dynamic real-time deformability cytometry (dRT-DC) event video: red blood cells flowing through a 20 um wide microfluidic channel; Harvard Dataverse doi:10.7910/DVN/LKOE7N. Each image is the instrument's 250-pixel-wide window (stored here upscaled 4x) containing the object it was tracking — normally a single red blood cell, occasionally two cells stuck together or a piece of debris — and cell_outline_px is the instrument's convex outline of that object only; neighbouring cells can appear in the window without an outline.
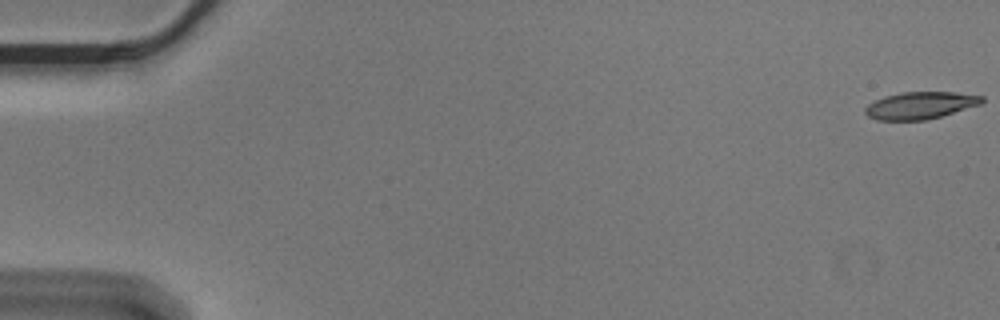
{"species": "Egyptian fruit bat (a non-hibernating species)", "species_latin": "Rousettus aegyptiacus", "temperature_condition": "cold", "stored_images_in_passage": 25, "camera_frame_rate_fps": 3000, "um_per_image_px": 0.085, "animal": {"sex": "male"}, "frame": {"image": 1, "passage_image": 1, "time_ms": 0.0, "image_size_px": [1000, 320], "cell_outline_px": [[984, 100], [980, 104], [940, 116], [924, 120], [876, 120], [868, 116], [864, 112], [864, 108], [868, 104], [884, 96], [900, 92], [956, 92], [984, 96]], "centroid_in_image_um": [78.19, 8.95], "position_along_channel_um": 6.8, "area_um2": 18.38}}
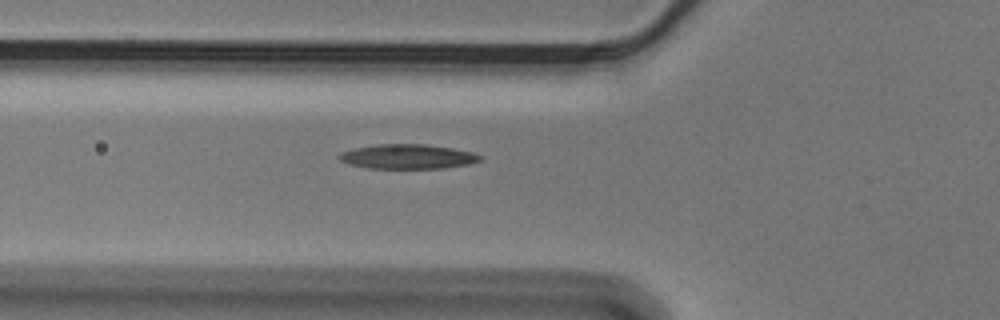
{"frame": {"image": 2, "passage_image": 21, "time_ms": 6.667, "image_size_px": [1000, 320], "cell_outline_px": [[484, 160], [468, 164], [444, 168], [364, 168], [348, 164], [340, 160], [336, 156], [340, 152], [352, 148], [376, 144], [424, 144], [452, 148], [472, 152], [484, 156]], "centroid_in_image_um": [34.63, 13.31], "position_along_channel_um": 91.2, "area_um2": 20.46}}
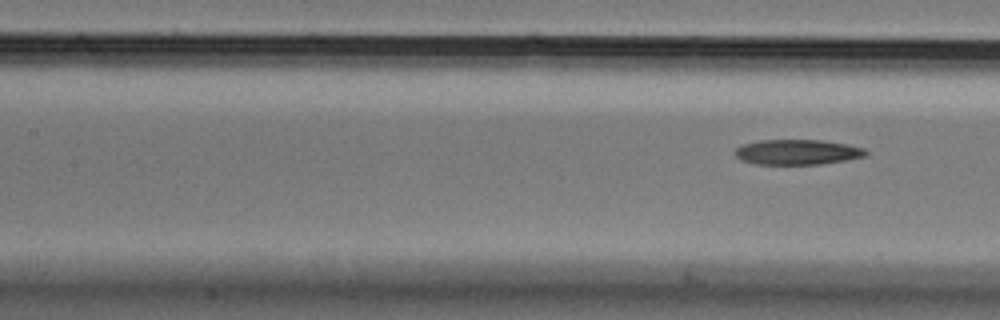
{"frame": {"image": 3, "passage_image": 25, "time_ms": 8.0, "image_size_px": [1000, 320], "cell_outline_px": [[868, 156], [848, 160], [820, 164], [756, 164], [744, 160], [736, 156], [732, 152], [740, 144], [760, 140], [820, 140], [848, 144], [864, 148], [868, 152]], "centroid_in_image_um": [67.79, 12.92], "position_along_channel_um": 139.6, "area_um2": 19.36}}